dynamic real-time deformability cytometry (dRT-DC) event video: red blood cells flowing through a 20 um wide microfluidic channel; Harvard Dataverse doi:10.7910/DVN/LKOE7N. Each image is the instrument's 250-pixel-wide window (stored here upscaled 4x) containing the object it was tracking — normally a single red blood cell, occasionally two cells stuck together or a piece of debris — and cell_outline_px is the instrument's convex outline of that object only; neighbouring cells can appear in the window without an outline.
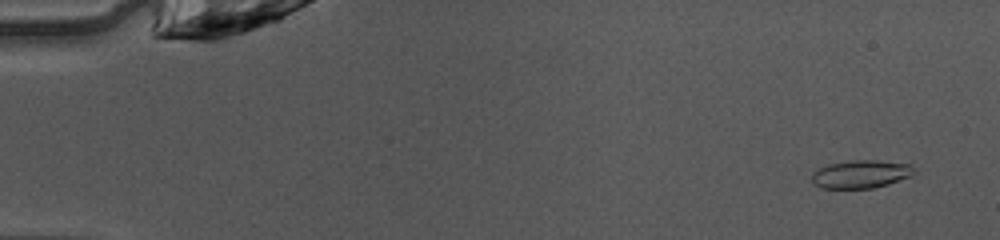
{"species": "common noctule bat (a hibernating species)", "species_latin": "Nyctalus noctula", "temperature_condition": "warm", "stored_images_in_passage": 50, "camera_frame_rate_fps": 3000, "um_per_image_px": 0.085, "animal": {"sex": "female", "body_mass_g": 10.0, "forearm_length_mm": 53.1}, "frame": {"image": 1, "passage_image": 3, "time_ms": 0.667, "image_size_px": [1000, 240], "cell_outline_px": [[916, 172], [912, 176], [888, 184], [872, 188], [820, 188], [812, 184], [812, 172], [828, 164], [852, 160], [876, 160], [912, 164]], "centroid_in_image_um": [73.19, 14.8], "position_along_channel_um": 11.8, "area_um2": 16.88}}
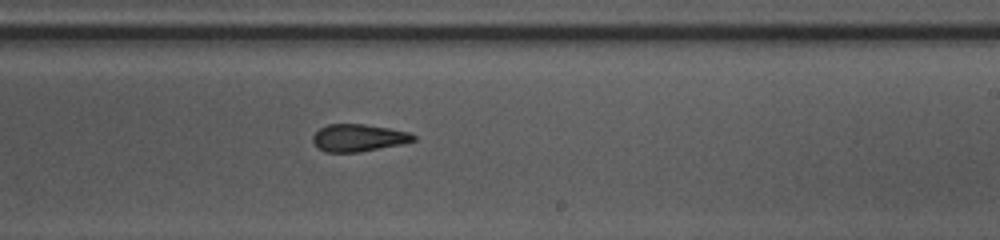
{"frame": {"image": 2, "passage_image": 30, "time_ms": 9.667, "image_size_px": [1000, 240], "cell_outline_px": [[416, 140], [400, 144], [360, 152], [324, 152], [312, 140], [312, 136], [320, 128], [328, 124], [364, 124], [388, 128], [408, 132], [416, 136]], "centroid_in_image_um": [30.46, 11.71], "position_along_channel_um": 258.5, "area_um2": 15.84}}
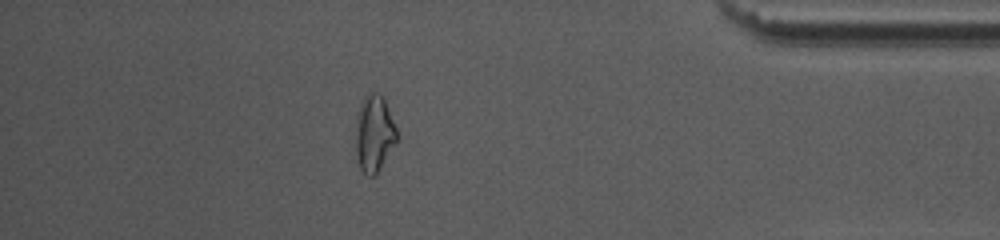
{"frame": {"image": 3, "passage_image": 43, "time_ms": 14.0, "image_size_px": [1000, 240], "cell_outline_px": [[400, 136], [396, 144], [376, 176], [368, 176], [360, 168], [356, 160], [356, 120], [360, 104], [364, 96], [368, 92], [380, 92], [384, 96]], "centroid_in_image_um": [31.84, 11.34], "position_along_channel_um": 403.4, "area_um2": 19.07}}